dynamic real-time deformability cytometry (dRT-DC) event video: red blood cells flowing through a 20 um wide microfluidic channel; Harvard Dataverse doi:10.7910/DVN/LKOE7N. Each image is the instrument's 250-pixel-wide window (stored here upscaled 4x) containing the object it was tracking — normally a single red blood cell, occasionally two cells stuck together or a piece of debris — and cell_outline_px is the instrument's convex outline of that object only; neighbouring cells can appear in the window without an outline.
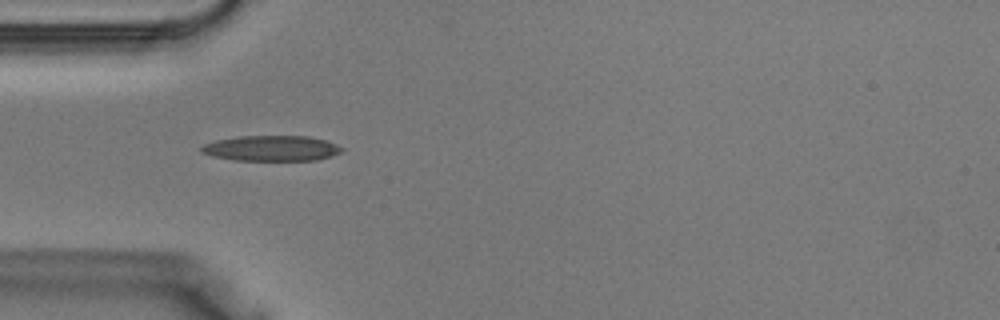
{"species": "Egyptian fruit bat (a non-hibernating species)", "species_latin": "Rousettus aegyptiacus", "temperature_condition": "warm", "stored_images_in_passage": 19, "camera_frame_rate_fps": 3000, "um_per_image_px": 0.085, "animal": {"sex": "male"}, "frame": {"image": 1, "passage_image": 3, "time_ms": 0.667, "image_size_px": [1000, 320], "cell_outline_px": [[344, 148], [340, 152], [316, 160], [236, 160], [212, 156], [200, 152], [200, 148], [204, 144], [216, 140], [236, 136], [308, 136], [324, 140], [336, 144]], "centroid_in_image_um": [23.03, 12.6], "position_along_channel_um": 62.0, "area_um2": 20.69}}
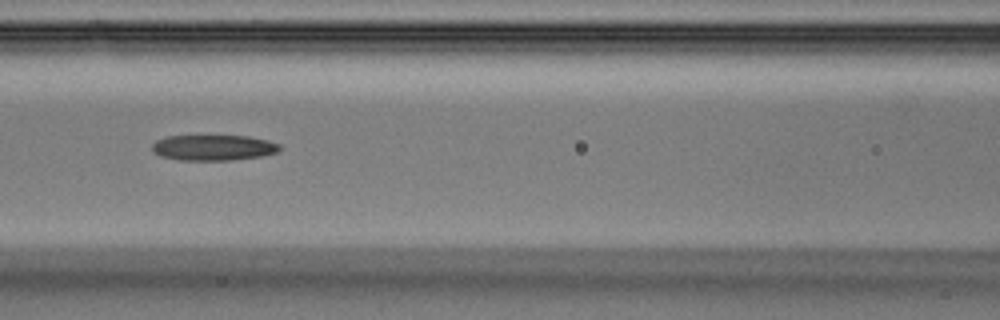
{"frame": {"image": 2, "passage_image": 8, "time_ms": 2.333, "image_size_px": [1000, 320], "cell_outline_px": [[280, 148], [276, 152], [264, 156], [228, 160], [180, 160], [160, 156], [152, 152], [152, 144], [156, 140], [168, 136], [248, 136], [268, 140], [280, 144]], "centroid_in_image_um": [18.12, 12.55], "position_along_channel_um": 148.5, "area_um2": 19.07}}
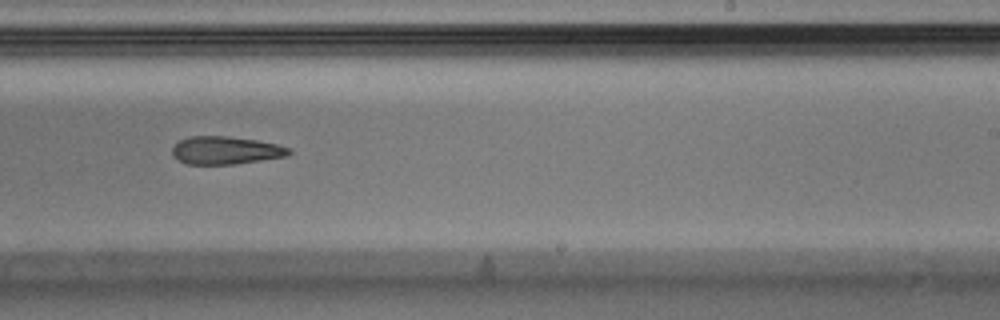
{"frame": {"image": 3, "passage_image": 15, "time_ms": 4.667, "image_size_px": [1000, 320], "cell_outline_px": [[292, 152], [288, 156], [232, 164], [188, 164], [172, 156], [172, 148], [180, 140], [188, 136], [228, 136], [256, 140], [276, 144], [292, 148]], "centroid_in_image_um": [19.19, 12.77], "position_along_channel_um": 269.8, "area_um2": 18.9}}